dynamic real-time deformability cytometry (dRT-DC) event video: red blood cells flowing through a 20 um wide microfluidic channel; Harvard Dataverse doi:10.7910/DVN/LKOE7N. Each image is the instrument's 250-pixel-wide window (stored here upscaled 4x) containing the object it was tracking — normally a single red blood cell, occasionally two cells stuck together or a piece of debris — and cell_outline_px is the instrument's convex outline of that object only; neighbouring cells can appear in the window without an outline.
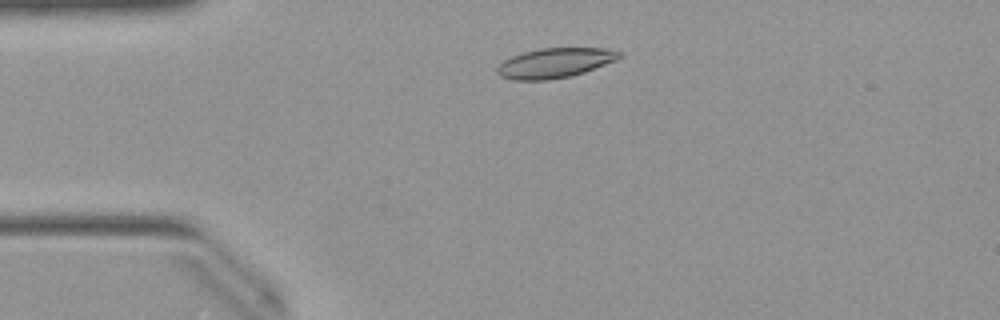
{"species": "Egyptian fruit bat (a non-hibernating species)", "species_latin": "Rousettus aegyptiacus", "temperature_condition": "warm", "stored_images_in_passage": 42, "camera_frame_rate_fps": 3000, "um_per_image_px": 0.085, "animal": {"sex": "female"}, "frame": {"image": 1, "passage_image": 3, "time_ms": 0.667, "image_size_px": [1000, 320], "cell_outline_px": [[624, 56], [616, 60], [584, 72], [572, 76], [548, 80], [512, 80], [500, 76], [496, 72], [496, 68], [504, 60], [512, 56], [524, 52], [540, 48], [608, 48], [620, 52]], "centroid_in_image_um": [47.16, 5.35], "position_along_channel_um": 37.8, "area_um2": 21.27}}
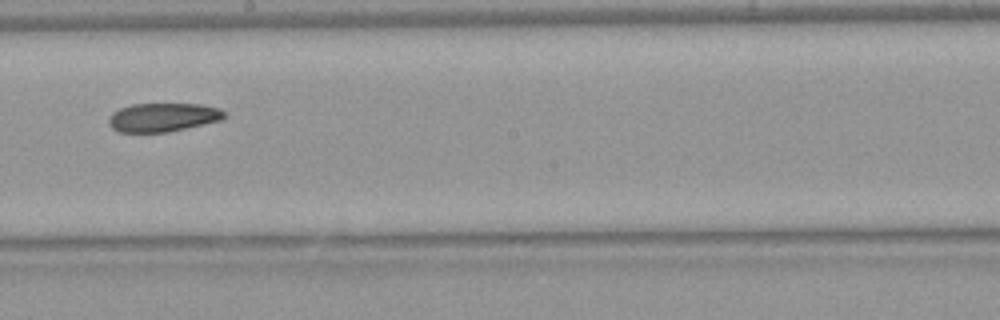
{"frame": {"image": 2, "passage_image": 20, "time_ms": 6.333, "image_size_px": [1000, 320], "cell_outline_px": [[228, 116], [220, 120], [168, 132], [120, 132], [112, 128], [108, 124], [108, 116], [112, 112], [120, 108], [132, 104], [204, 104], [220, 108]], "centroid_in_image_um": [13.83, 9.96], "position_along_channel_um": 234.4, "area_um2": 19.42}}
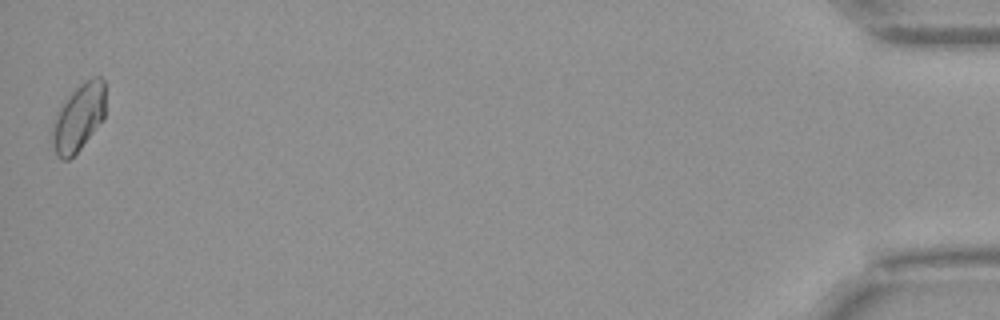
{"frame": {"image": 3, "passage_image": 42, "time_ms": 13.667, "image_size_px": [1000, 320], "cell_outline_px": [[104, 120], [80, 148], [68, 160], [60, 160], [56, 156], [52, 144], [52, 124], [56, 112], [68, 96], [80, 84], [92, 76], [100, 76], [104, 80]], "centroid_in_image_um": [6.66, 10.0], "position_along_channel_um": 428.5, "area_um2": 20.92}}